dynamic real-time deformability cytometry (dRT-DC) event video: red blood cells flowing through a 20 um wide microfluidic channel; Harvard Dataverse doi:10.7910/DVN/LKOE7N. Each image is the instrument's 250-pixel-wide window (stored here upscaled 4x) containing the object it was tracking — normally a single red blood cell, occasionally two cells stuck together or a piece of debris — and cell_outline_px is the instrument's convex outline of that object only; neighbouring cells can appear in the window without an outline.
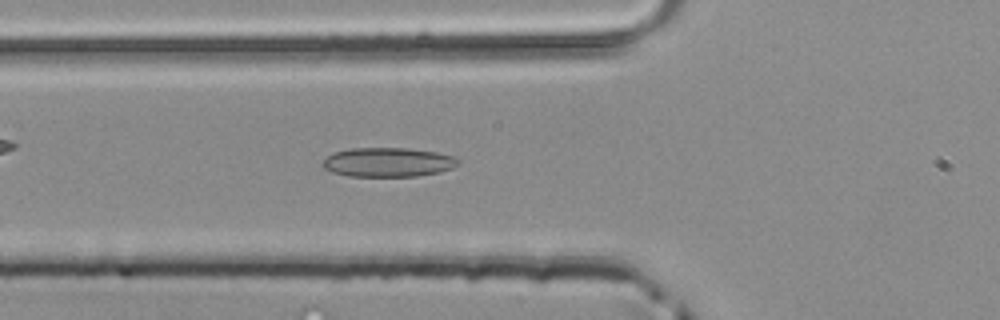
{"species": "common noctule bat (a hibernating species)", "species_latin": "Nyctalus noctula", "temperature_condition": "room temperature", "stored_images_in_passage": 50, "camera_frame_rate_fps": 3000, "um_per_image_px": 0.085, "animal": {"sex": "male", "body_mass_g": 20.4}, "frame": {"image": 1, "passage_image": 18, "time_ms": 5.667, "image_size_px": [1000, 320], "cell_outline_px": [[460, 164], [452, 168], [440, 172], [416, 176], [348, 176], [332, 172], [324, 168], [320, 164], [328, 156], [336, 152], [348, 148], [408, 148], [436, 152], [452, 156], [460, 160]], "centroid_in_image_um": [32.98, 13.79], "position_along_channel_um": 92.8, "area_um2": 23.12}}
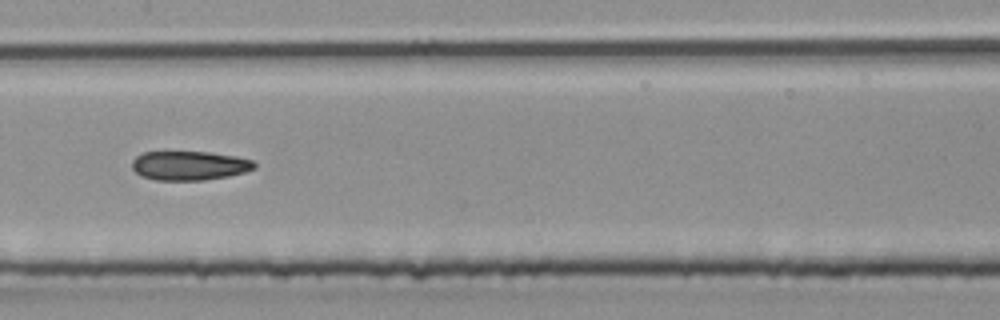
{"frame": {"image": 2, "passage_image": 25, "time_ms": 8.0, "image_size_px": [1000, 320], "cell_outline_px": [[256, 168], [244, 172], [228, 176], [204, 180], [156, 180], [140, 176], [132, 168], [132, 160], [136, 156], [144, 152], [208, 152], [236, 156], [252, 160], [256, 164]], "centroid_in_image_um": [16.09, 14.08], "position_along_channel_um": 191.3, "area_um2": 20.81}}
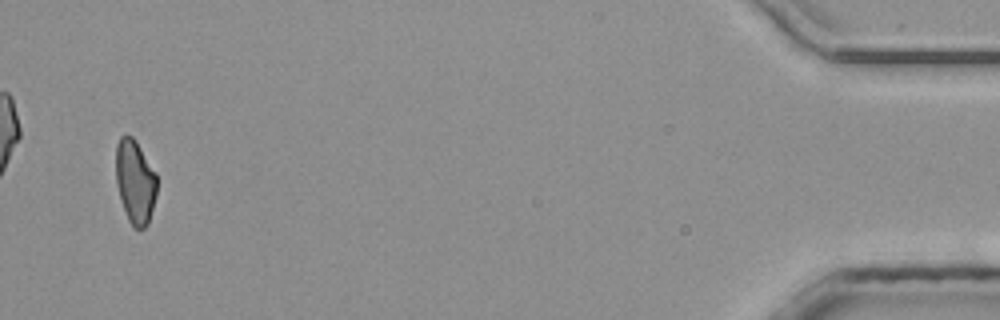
{"frame": {"image": 3, "passage_image": 48, "time_ms": 15.667, "image_size_px": [1000, 320], "cell_outline_px": [[156, 196], [148, 224], [144, 228], [132, 228], [128, 220], [120, 196], [116, 180], [116, 144], [120, 136], [124, 132], [132, 136], [136, 140], [156, 172]], "centroid_in_image_um": [11.48, 15.4], "position_along_channel_um": 423.7, "area_um2": 20.17}}